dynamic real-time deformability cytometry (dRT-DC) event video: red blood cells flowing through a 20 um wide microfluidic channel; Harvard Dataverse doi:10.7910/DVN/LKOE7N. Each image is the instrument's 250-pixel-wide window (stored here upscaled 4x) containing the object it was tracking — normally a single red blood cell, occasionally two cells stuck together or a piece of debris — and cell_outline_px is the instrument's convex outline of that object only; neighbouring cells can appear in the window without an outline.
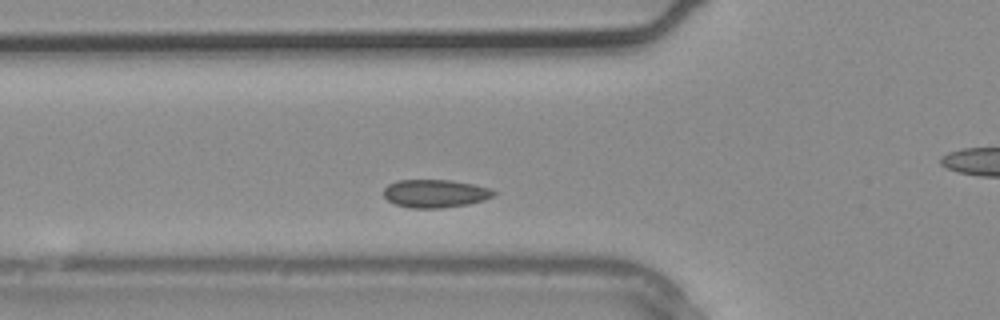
{"species": "common noctule bat (a hibernating species)", "species_latin": "Nyctalus noctula", "temperature_condition": "warm", "stored_images_in_passage": 3, "camera_frame_rate_fps": 3000, "um_per_image_px": 0.085, "animal": {"sex": "male", "body_mass_g": 20.4}, "frame": {"image": 1, "passage_image": 2, "time_ms": 0.333, "image_size_px": [1000, 320], "cell_outline_px": [[496, 196], [484, 200], [468, 204], [440, 208], [408, 208], [396, 204], [388, 200], [384, 196], [384, 188], [388, 184], [396, 180], [448, 180], [472, 184], [492, 188], [496, 192]], "centroid_in_image_um": [37.01, 16.45], "position_along_channel_um": 88.8, "area_um2": 18.09}}